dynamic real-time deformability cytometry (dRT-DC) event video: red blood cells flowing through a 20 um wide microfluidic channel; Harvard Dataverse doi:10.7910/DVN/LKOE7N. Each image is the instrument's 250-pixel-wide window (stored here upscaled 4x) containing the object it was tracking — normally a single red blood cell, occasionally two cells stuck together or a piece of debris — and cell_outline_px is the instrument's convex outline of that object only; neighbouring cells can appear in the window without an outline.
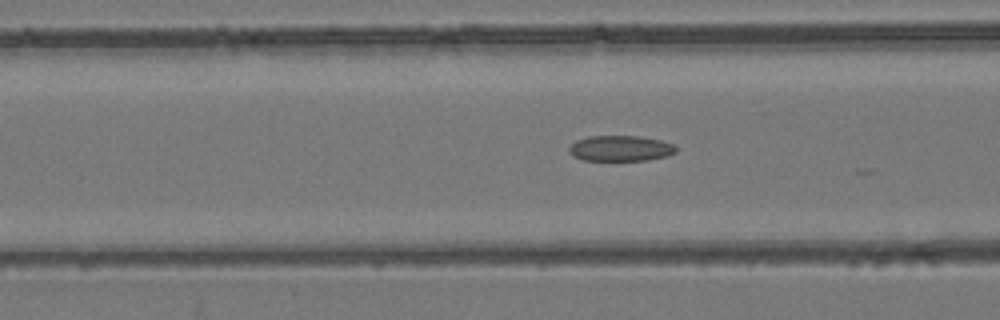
{"species": "common noctule bat (a hibernating species)", "species_latin": "Nyctalus noctula", "temperature_condition": "room temperature", "stored_images_in_passage": 23, "camera_frame_rate_fps": 3000, "um_per_image_px": 0.085, "animal": {"sex": "female", "body_mass_g": 24.6, "forearm_length_mm": 56.2}, "frame": {"image": 1, "passage_image": 3, "time_ms": 0.667, "image_size_px": [1000, 320], "cell_outline_px": [[676, 152], [668, 156], [648, 160], [580, 160], [572, 156], [568, 152], [568, 148], [576, 140], [588, 136], [636, 136], [660, 140], [672, 144], [676, 148]], "centroid_in_image_um": [52.7, 12.62], "position_along_channel_um": 113.9, "area_um2": 16.01}}
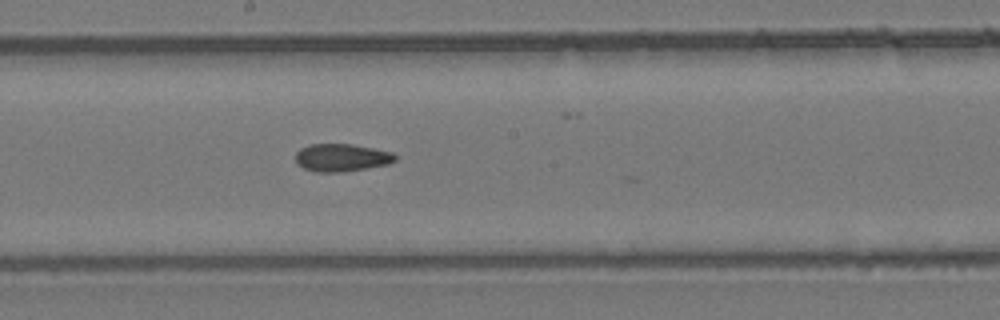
{"frame": {"image": 2, "passage_image": 11, "time_ms": 3.333, "image_size_px": [1000, 320], "cell_outline_px": [[396, 160], [388, 164], [368, 168], [340, 172], [316, 172], [304, 168], [296, 164], [296, 152], [300, 148], [308, 144], [352, 144], [392, 152], [396, 156]], "centroid_in_image_um": [29.01, 13.39], "position_along_channel_um": 219.2, "area_um2": 16.13}}
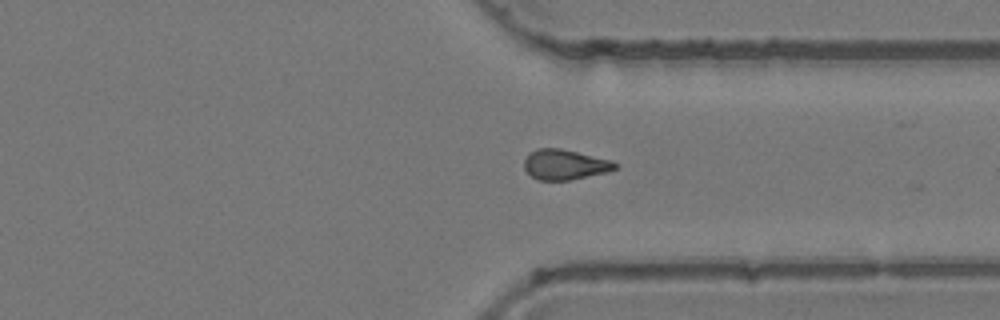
{"frame": {"image": 3, "passage_image": 22, "time_ms": 7.0, "image_size_px": [1000, 320], "cell_outline_px": [[620, 164], [616, 168], [608, 172], [568, 180], [536, 180], [524, 168], [524, 160], [528, 152], [536, 148], [560, 148], [612, 160]], "centroid_in_image_um": [48.01, 13.98], "position_along_channel_um": 363.4, "area_um2": 16.13}}